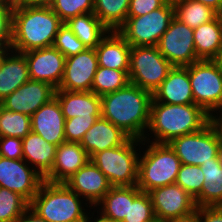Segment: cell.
I'll use <instances>...</instances> for the list:
<instances>
[{"instance_id":"1","label":"cell","mask_w":222,"mask_h":222,"mask_svg":"<svg viewBox=\"0 0 222 222\" xmlns=\"http://www.w3.org/2000/svg\"><path fill=\"white\" fill-rule=\"evenodd\" d=\"M152 93L129 83L101 96V117L120 128L130 138L143 140L149 125Z\"/></svg>"},{"instance_id":"2","label":"cell","mask_w":222,"mask_h":222,"mask_svg":"<svg viewBox=\"0 0 222 222\" xmlns=\"http://www.w3.org/2000/svg\"><path fill=\"white\" fill-rule=\"evenodd\" d=\"M64 22L50 6L14 4L10 49L25 53L53 46Z\"/></svg>"},{"instance_id":"3","label":"cell","mask_w":222,"mask_h":222,"mask_svg":"<svg viewBox=\"0 0 222 222\" xmlns=\"http://www.w3.org/2000/svg\"><path fill=\"white\" fill-rule=\"evenodd\" d=\"M209 122L210 115L197 104L177 105L152 101L147 134L143 141L169 143L176 137L201 130ZM151 137H154L152 141Z\"/></svg>"},{"instance_id":"4","label":"cell","mask_w":222,"mask_h":222,"mask_svg":"<svg viewBox=\"0 0 222 222\" xmlns=\"http://www.w3.org/2000/svg\"><path fill=\"white\" fill-rule=\"evenodd\" d=\"M84 202L64 183L43 181L29 206L47 222H84L88 215V203Z\"/></svg>"},{"instance_id":"5","label":"cell","mask_w":222,"mask_h":222,"mask_svg":"<svg viewBox=\"0 0 222 222\" xmlns=\"http://www.w3.org/2000/svg\"><path fill=\"white\" fill-rule=\"evenodd\" d=\"M144 142V143H143ZM146 150L140 151L138 183L141 192L176 183L181 161L168 143L142 140ZM150 144V145H149Z\"/></svg>"},{"instance_id":"6","label":"cell","mask_w":222,"mask_h":222,"mask_svg":"<svg viewBox=\"0 0 222 222\" xmlns=\"http://www.w3.org/2000/svg\"><path fill=\"white\" fill-rule=\"evenodd\" d=\"M140 145L142 140L129 138L118 147L95 153L90 160L107 177L111 186H135L138 183Z\"/></svg>"},{"instance_id":"7","label":"cell","mask_w":222,"mask_h":222,"mask_svg":"<svg viewBox=\"0 0 222 222\" xmlns=\"http://www.w3.org/2000/svg\"><path fill=\"white\" fill-rule=\"evenodd\" d=\"M174 17V5L168 0L162 7L152 12L127 17L117 32L132 46H157Z\"/></svg>"},{"instance_id":"8","label":"cell","mask_w":222,"mask_h":222,"mask_svg":"<svg viewBox=\"0 0 222 222\" xmlns=\"http://www.w3.org/2000/svg\"><path fill=\"white\" fill-rule=\"evenodd\" d=\"M174 66L157 46H132L129 60L130 83L154 93Z\"/></svg>"},{"instance_id":"9","label":"cell","mask_w":222,"mask_h":222,"mask_svg":"<svg viewBox=\"0 0 222 222\" xmlns=\"http://www.w3.org/2000/svg\"><path fill=\"white\" fill-rule=\"evenodd\" d=\"M186 67L194 104L210 116L222 109V67L214 60H199Z\"/></svg>"},{"instance_id":"10","label":"cell","mask_w":222,"mask_h":222,"mask_svg":"<svg viewBox=\"0 0 222 222\" xmlns=\"http://www.w3.org/2000/svg\"><path fill=\"white\" fill-rule=\"evenodd\" d=\"M169 146L174 150L181 164L201 166L219 155V135L209 122L201 130L172 139Z\"/></svg>"},{"instance_id":"11","label":"cell","mask_w":222,"mask_h":222,"mask_svg":"<svg viewBox=\"0 0 222 222\" xmlns=\"http://www.w3.org/2000/svg\"><path fill=\"white\" fill-rule=\"evenodd\" d=\"M148 193L155 218L161 222L185 221L195 215L194 199L176 183L154 188Z\"/></svg>"},{"instance_id":"12","label":"cell","mask_w":222,"mask_h":222,"mask_svg":"<svg viewBox=\"0 0 222 222\" xmlns=\"http://www.w3.org/2000/svg\"><path fill=\"white\" fill-rule=\"evenodd\" d=\"M194 30L178 20H171L167 31L160 38L159 52L174 66L186 67L199 61L195 52Z\"/></svg>"},{"instance_id":"13","label":"cell","mask_w":222,"mask_h":222,"mask_svg":"<svg viewBox=\"0 0 222 222\" xmlns=\"http://www.w3.org/2000/svg\"><path fill=\"white\" fill-rule=\"evenodd\" d=\"M43 181V176L23 159L0 156V187L18 193L30 203Z\"/></svg>"},{"instance_id":"14","label":"cell","mask_w":222,"mask_h":222,"mask_svg":"<svg viewBox=\"0 0 222 222\" xmlns=\"http://www.w3.org/2000/svg\"><path fill=\"white\" fill-rule=\"evenodd\" d=\"M30 80L46 82L57 89L63 79L66 57L54 46L23 53Z\"/></svg>"},{"instance_id":"15","label":"cell","mask_w":222,"mask_h":222,"mask_svg":"<svg viewBox=\"0 0 222 222\" xmlns=\"http://www.w3.org/2000/svg\"><path fill=\"white\" fill-rule=\"evenodd\" d=\"M98 67L95 48H87L83 52L67 57L63 79L56 90L91 91Z\"/></svg>"},{"instance_id":"16","label":"cell","mask_w":222,"mask_h":222,"mask_svg":"<svg viewBox=\"0 0 222 222\" xmlns=\"http://www.w3.org/2000/svg\"><path fill=\"white\" fill-rule=\"evenodd\" d=\"M55 88L46 82L29 80L4 98L0 105L6 110L32 116L55 96Z\"/></svg>"},{"instance_id":"17","label":"cell","mask_w":222,"mask_h":222,"mask_svg":"<svg viewBox=\"0 0 222 222\" xmlns=\"http://www.w3.org/2000/svg\"><path fill=\"white\" fill-rule=\"evenodd\" d=\"M64 184L78 194L93 209L112 187L107 177L89 160Z\"/></svg>"},{"instance_id":"18","label":"cell","mask_w":222,"mask_h":222,"mask_svg":"<svg viewBox=\"0 0 222 222\" xmlns=\"http://www.w3.org/2000/svg\"><path fill=\"white\" fill-rule=\"evenodd\" d=\"M64 125L65 118L55 97L31 116V131L56 146L66 142Z\"/></svg>"},{"instance_id":"19","label":"cell","mask_w":222,"mask_h":222,"mask_svg":"<svg viewBox=\"0 0 222 222\" xmlns=\"http://www.w3.org/2000/svg\"><path fill=\"white\" fill-rule=\"evenodd\" d=\"M90 160L80 143L64 142L57 146L52 169L43 177L50 183H64Z\"/></svg>"},{"instance_id":"20","label":"cell","mask_w":222,"mask_h":222,"mask_svg":"<svg viewBox=\"0 0 222 222\" xmlns=\"http://www.w3.org/2000/svg\"><path fill=\"white\" fill-rule=\"evenodd\" d=\"M152 98L165 104H194L187 67H173Z\"/></svg>"},{"instance_id":"21","label":"cell","mask_w":222,"mask_h":222,"mask_svg":"<svg viewBox=\"0 0 222 222\" xmlns=\"http://www.w3.org/2000/svg\"><path fill=\"white\" fill-rule=\"evenodd\" d=\"M129 138L120 128L100 117L87 130L80 144L91 158L95 153L124 144Z\"/></svg>"},{"instance_id":"22","label":"cell","mask_w":222,"mask_h":222,"mask_svg":"<svg viewBox=\"0 0 222 222\" xmlns=\"http://www.w3.org/2000/svg\"><path fill=\"white\" fill-rule=\"evenodd\" d=\"M29 80L25 55L3 50L0 54V102Z\"/></svg>"},{"instance_id":"23","label":"cell","mask_w":222,"mask_h":222,"mask_svg":"<svg viewBox=\"0 0 222 222\" xmlns=\"http://www.w3.org/2000/svg\"><path fill=\"white\" fill-rule=\"evenodd\" d=\"M65 119L76 116L101 117V97L91 91L55 90L54 96Z\"/></svg>"},{"instance_id":"24","label":"cell","mask_w":222,"mask_h":222,"mask_svg":"<svg viewBox=\"0 0 222 222\" xmlns=\"http://www.w3.org/2000/svg\"><path fill=\"white\" fill-rule=\"evenodd\" d=\"M130 50L131 46L117 31H109L95 47L99 66L122 71H129Z\"/></svg>"},{"instance_id":"25","label":"cell","mask_w":222,"mask_h":222,"mask_svg":"<svg viewBox=\"0 0 222 222\" xmlns=\"http://www.w3.org/2000/svg\"><path fill=\"white\" fill-rule=\"evenodd\" d=\"M23 160L43 177L52 169L57 146L30 132L22 139Z\"/></svg>"},{"instance_id":"26","label":"cell","mask_w":222,"mask_h":222,"mask_svg":"<svg viewBox=\"0 0 222 222\" xmlns=\"http://www.w3.org/2000/svg\"><path fill=\"white\" fill-rule=\"evenodd\" d=\"M141 193L135 186H112L102 200L95 206L104 217L113 222L128 220L129 202ZM101 207V208H100Z\"/></svg>"},{"instance_id":"27","label":"cell","mask_w":222,"mask_h":222,"mask_svg":"<svg viewBox=\"0 0 222 222\" xmlns=\"http://www.w3.org/2000/svg\"><path fill=\"white\" fill-rule=\"evenodd\" d=\"M200 167L205 180L201 193L194 199L196 206H222V167L219 155Z\"/></svg>"},{"instance_id":"28","label":"cell","mask_w":222,"mask_h":222,"mask_svg":"<svg viewBox=\"0 0 222 222\" xmlns=\"http://www.w3.org/2000/svg\"><path fill=\"white\" fill-rule=\"evenodd\" d=\"M195 52L199 60H214L222 45V24L217 17L194 29Z\"/></svg>"},{"instance_id":"29","label":"cell","mask_w":222,"mask_h":222,"mask_svg":"<svg viewBox=\"0 0 222 222\" xmlns=\"http://www.w3.org/2000/svg\"><path fill=\"white\" fill-rule=\"evenodd\" d=\"M65 24L86 48H95L109 32L94 13L72 17Z\"/></svg>"},{"instance_id":"30","label":"cell","mask_w":222,"mask_h":222,"mask_svg":"<svg viewBox=\"0 0 222 222\" xmlns=\"http://www.w3.org/2000/svg\"><path fill=\"white\" fill-rule=\"evenodd\" d=\"M174 5V16L192 28L193 30L201 24L214 20L216 11L196 0H172Z\"/></svg>"},{"instance_id":"31","label":"cell","mask_w":222,"mask_h":222,"mask_svg":"<svg viewBox=\"0 0 222 222\" xmlns=\"http://www.w3.org/2000/svg\"><path fill=\"white\" fill-rule=\"evenodd\" d=\"M130 0H94L93 13L109 31H117L126 21Z\"/></svg>"},{"instance_id":"32","label":"cell","mask_w":222,"mask_h":222,"mask_svg":"<svg viewBox=\"0 0 222 222\" xmlns=\"http://www.w3.org/2000/svg\"><path fill=\"white\" fill-rule=\"evenodd\" d=\"M129 83V71L99 66L94 76L91 92L101 97L122 89Z\"/></svg>"},{"instance_id":"33","label":"cell","mask_w":222,"mask_h":222,"mask_svg":"<svg viewBox=\"0 0 222 222\" xmlns=\"http://www.w3.org/2000/svg\"><path fill=\"white\" fill-rule=\"evenodd\" d=\"M31 132V117L6 110L0 105V137L23 139Z\"/></svg>"},{"instance_id":"34","label":"cell","mask_w":222,"mask_h":222,"mask_svg":"<svg viewBox=\"0 0 222 222\" xmlns=\"http://www.w3.org/2000/svg\"><path fill=\"white\" fill-rule=\"evenodd\" d=\"M28 207L21 195L0 187V222H15Z\"/></svg>"},{"instance_id":"35","label":"cell","mask_w":222,"mask_h":222,"mask_svg":"<svg viewBox=\"0 0 222 222\" xmlns=\"http://www.w3.org/2000/svg\"><path fill=\"white\" fill-rule=\"evenodd\" d=\"M205 175L200 166L181 164L176 184L195 199L204 186Z\"/></svg>"},{"instance_id":"36","label":"cell","mask_w":222,"mask_h":222,"mask_svg":"<svg viewBox=\"0 0 222 222\" xmlns=\"http://www.w3.org/2000/svg\"><path fill=\"white\" fill-rule=\"evenodd\" d=\"M50 7L65 23L72 17L93 13L94 0H54Z\"/></svg>"},{"instance_id":"37","label":"cell","mask_w":222,"mask_h":222,"mask_svg":"<svg viewBox=\"0 0 222 222\" xmlns=\"http://www.w3.org/2000/svg\"><path fill=\"white\" fill-rule=\"evenodd\" d=\"M155 219L152 200L147 192H141L129 202L128 220L122 222H150Z\"/></svg>"},{"instance_id":"38","label":"cell","mask_w":222,"mask_h":222,"mask_svg":"<svg viewBox=\"0 0 222 222\" xmlns=\"http://www.w3.org/2000/svg\"><path fill=\"white\" fill-rule=\"evenodd\" d=\"M53 46L66 58L87 49L83 42L75 36L65 23L59 28Z\"/></svg>"},{"instance_id":"39","label":"cell","mask_w":222,"mask_h":222,"mask_svg":"<svg viewBox=\"0 0 222 222\" xmlns=\"http://www.w3.org/2000/svg\"><path fill=\"white\" fill-rule=\"evenodd\" d=\"M100 117H81L76 116L71 119H65L64 131L66 142L80 143L87 130Z\"/></svg>"},{"instance_id":"40","label":"cell","mask_w":222,"mask_h":222,"mask_svg":"<svg viewBox=\"0 0 222 222\" xmlns=\"http://www.w3.org/2000/svg\"><path fill=\"white\" fill-rule=\"evenodd\" d=\"M14 4L0 2V49L9 50L12 43Z\"/></svg>"},{"instance_id":"41","label":"cell","mask_w":222,"mask_h":222,"mask_svg":"<svg viewBox=\"0 0 222 222\" xmlns=\"http://www.w3.org/2000/svg\"><path fill=\"white\" fill-rule=\"evenodd\" d=\"M0 156L15 160L23 159L22 139L0 137Z\"/></svg>"},{"instance_id":"42","label":"cell","mask_w":222,"mask_h":222,"mask_svg":"<svg viewBox=\"0 0 222 222\" xmlns=\"http://www.w3.org/2000/svg\"><path fill=\"white\" fill-rule=\"evenodd\" d=\"M167 1L168 0H130L127 17L146 15L162 7Z\"/></svg>"},{"instance_id":"43","label":"cell","mask_w":222,"mask_h":222,"mask_svg":"<svg viewBox=\"0 0 222 222\" xmlns=\"http://www.w3.org/2000/svg\"><path fill=\"white\" fill-rule=\"evenodd\" d=\"M193 218L195 222H222V206L197 207Z\"/></svg>"},{"instance_id":"44","label":"cell","mask_w":222,"mask_h":222,"mask_svg":"<svg viewBox=\"0 0 222 222\" xmlns=\"http://www.w3.org/2000/svg\"><path fill=\"white\" fill-rule=\"evenodd\" d=\"M15 222H47L34 212L30 206L18 217Z\"/></svg>"},{"instance_id":"45","label":"cell","mask_w":222,"mask_h":222,"mask_svg":"<svg viewBox=\"0 0 222 222\" xmlns=\"http://www.w3.org/2000/svg\"><path fill=\"white\" fill-rule=\"evenodd\" d=\"M210 122L215 127V129L219 135L221 145H222V109H220L218 112L213 113L210 116Z\"/></svg>"},{"instance_id":"46","label":"cell","mask_w":222,"mask_h":222,"mask_svg":"<svg viewBox=\"0 0 222 222\" xmlns=\"http://www.w3.org/2000/svg\"><path fill=\"white\" fill-rule=\"evenodd\" d=\"M54 0H20L18 4L50 6Z\"/></svg>"},{"instance_id":"47","label":"cell","mask_w":222,"mask_h":222,"mask_svg":"<svg viewBox=\"0 0 222 222\" xmlns=\"http://www.w3.org/2000/svg\"><path fill=\"white\" fill-rule=\"evenodd\" d=\"M94 211L91 213V214H93L92 216L90 215V212L88 213V215L86 216V218H85V220H84V222H113L111 219H109V218H107V217H104L100 212H96L98 215H96L97 217H94L93 218V216H95L94 215ZM91 216V217H90ZM91 218L93 219L92 221H91Z\"/></svg>"},{"instance_id":"48","label":"cell","mask_w":222,"mask_h":222,"mask_svg":"<svg viewBox=\"0 0 222 222\" xmlns=\"http://www.w3.org/2000/svg\"><path fill=\"white\" fill-rule=\"evenodd\" d=\"M200 3L209 6L213 8L215 11H217L220 8V5L222 4V0H196Z\"/></svg>"},{"instance_id":"49","label":"cell","mask_w":222,"mask_h":222,"mask_svg":"<svg viewBox=\"0 0 222 222\" xmlns=\"http://www.w3.org/2000/svg\"><path fill=\"white\" fill-rule=\"evenodd\" d=\"M214 61L220 66L222 67V45L220 47L219 53L217 55V57L214 59Z\"/></svg>"},{"instance_id":"50","label":"cell","mask_w":222,"mask_h":222,"mask_svg":"<svg viewBox=\"0 0 222 222\" xmlns=\"http://www.w3.org/2000/svg\"><path fill=\"white\" fill-rule=\"evenodd\" d=\"M217 19L222 24V4L220 5V8L216 11Z\"/></svg>"},{"instance_id":"51","label":"cell","mask_w":222,"mask_h":222,"mask_svg":"<svg viewBox=\"0 0 222 222\" xmlns=\"http://www.w3.org/2000/svg\"><path fill=\"white\" fill-rule=\"evenodd\" d=\"M219 158H220L221 167H222V145H220V147H219Z\"/></svg>"},{"instance_id":"52","label":"cell","mask_w":222,"mask_h":222,"mask_svg":"<svg viewBox=\"0 0 222 222\" xmlns=\"http://www.w3.org/2000/svg\"><path fill=\"white\" fill-rule=\"evenodd\" d=\"M176 222H195L194 218L189 219V220H185V221H176Z\"/></svg>"},{"instance_id":"53","label":"cell","mask_w":222,"mask_h":222,"mask_svg":"<svg viewBox=\"0 0 222 222\" xmlns=\"http://www.w3.org/2000/svg\"><path fill=\"white\" fill-rule=\"evenodd\" d=\"M20 0H10V4H16L18 3Z\"/></svg>"},{"instance_id":"54","label":"cell","mask_w":222,"mask_h":222,"mask_svg":"<svg viewBox=\"0 0 222 222\" xmlns=\"http://www.w3.org/2000/svg\"><path fill=\"white\" fill-rule=\"evenodd\" d=\"M0 2L10 3V0H0Z\"/></svg>"},{"instance_id":"55","label":"cell","mask_w":222,"mask_h":222,"mask_svg":"<svg viewBox=\"0 0 222 222\" xmlns=\"http://www.w3.org/2000/svg\"><path fill=\"white\" fill-rule=\"evenodd\" d=\"M150 222H161V221L155 218L153 221Z\"/></svg>"}]
</instances>
